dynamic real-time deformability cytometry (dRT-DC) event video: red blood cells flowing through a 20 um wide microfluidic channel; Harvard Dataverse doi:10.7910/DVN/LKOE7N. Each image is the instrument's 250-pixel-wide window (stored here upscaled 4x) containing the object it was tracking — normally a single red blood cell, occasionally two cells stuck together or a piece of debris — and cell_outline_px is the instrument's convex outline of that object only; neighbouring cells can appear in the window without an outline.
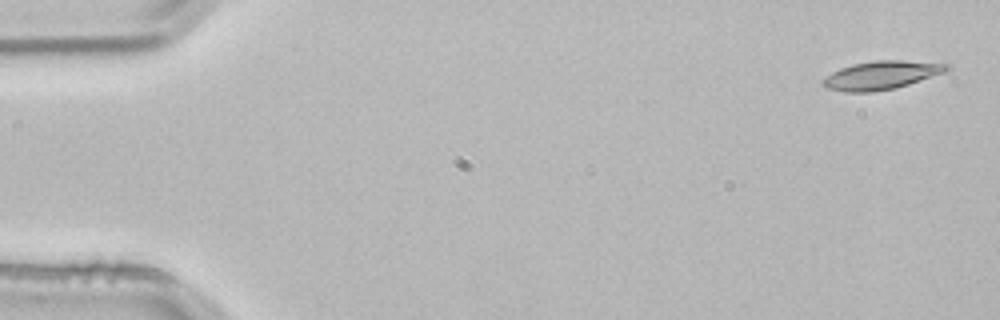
{"species": "common noctule bat (a hibernating species)", "species_latin": "Nyctalus noctula", "temperature_condition": "room temperature", "stored_images_in_passage": 4, "camera_frame_rate_fps": 3000, "um_per_image_px": 0.085, "animal": {"sex": "male", "body_mass_g": 21.5, "forearm_length_mm": 52.0}, "frame": {"image": 1, "passage_image": 1, "time_ms": 0.0, "image_size_px": [1000, 320], "cell_outline_px": [[952, 68], [944, 72], [896, 88], [872, 92], [844, 92], [828, 88], [820, 84], [820, 80], [832, 72], [840, 68], [852, 64], [876, 60], [904, 60], [948, 64]], "centroid_in_image_um": [74.86, 6.39], "position_along_channel_um": 10.1, "area_um2": 20.52}}
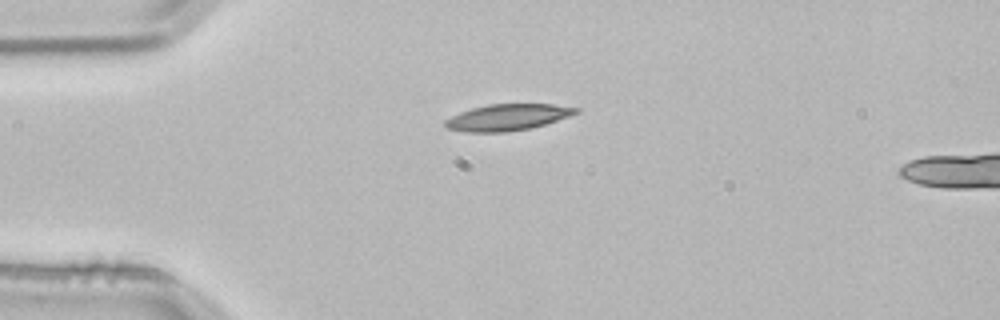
{"frame": {"image": 2, "passage_image": 3, "time_ms": 0.667, "image_size_px": [1000, 320], "cell_outline_px": [[580, 112], [532, 128], [508, 132], [464, 132], [448, 128], [444, 124], [444, 120], [460, 112], [472, 108], [488, 104], [552, 104], [580, 108]], "centroid_in_image_um": [43.13, 9.97], "position_along_channel_um": 41.9, "area_um2": 20.06}}